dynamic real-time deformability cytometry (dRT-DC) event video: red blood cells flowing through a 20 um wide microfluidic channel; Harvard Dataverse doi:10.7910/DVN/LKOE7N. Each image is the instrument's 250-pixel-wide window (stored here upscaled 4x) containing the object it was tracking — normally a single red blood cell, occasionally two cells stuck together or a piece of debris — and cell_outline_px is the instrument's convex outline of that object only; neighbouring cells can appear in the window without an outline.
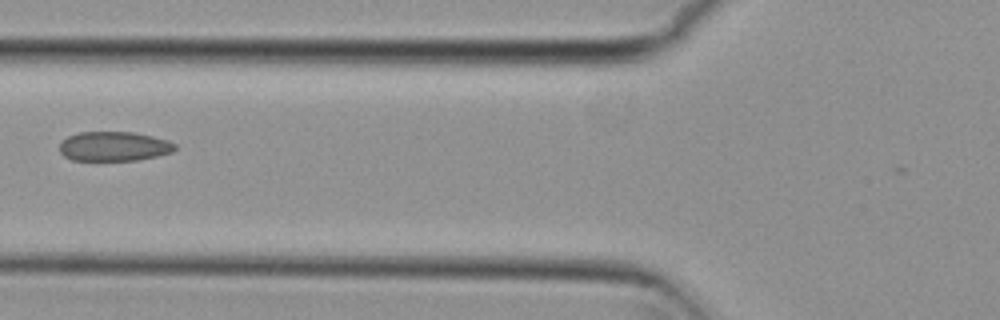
{"species": "common noctule bat (a hibernating species)", "species_latin": "Nyctalus noctula", "temperature_condition": "cold", "stored_images_in_passage": 3, "camera_frame_rate_fps": 3000, "um_per_image_px": 0.085, "animal": {"sex": "female", "body_mass_g": 29.2, "forearm_length_mm": 56.3}, "frame": {"image": 1, "passage_image": 2, "time_ms": 0.333, "image_size_px": [1000, 320], "cell_outline_px": [[176, 148], [172, 152], [156, 156], [136, 160], [72, 160], [64, 156], [60, 152], [60, 144], [68, 136], [80, 132], [132, 132], [152, 136], [168, 140], [176, 144]], "centroid_in_image_um": [9.69, 12.44], "position_along_channel_um": 116.1, "area_um2": 19.71}}
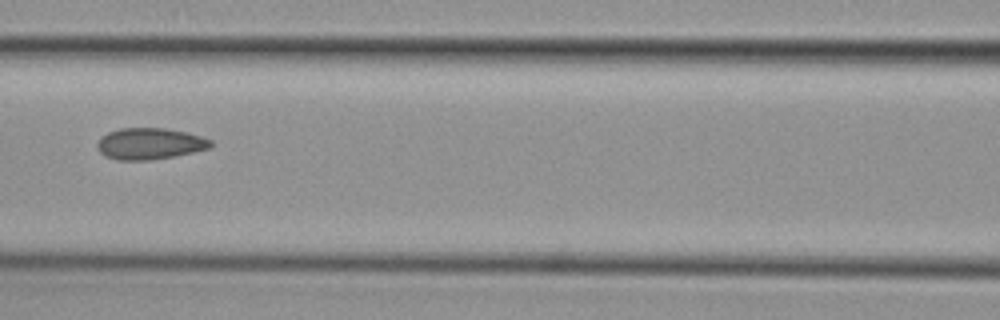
{"frame": {"image": 2, "passage_image": 3, "time_ms": 0.667, "image_size_px": [1000, 320], "cell_outline_px": [[212, 144], [208, 148], [176, 156], [152, 160], [116, 160], [104, 156], [96, 148], [96, 144], [100, 136], [108, 132], [120, 128], [164, 128], [184, 132], [200, 136], [212, 140]], "centroid_in_image_um": [12.66, 12.22], "position_along_channel_um": 153.9, "area_um2": 20.87}}